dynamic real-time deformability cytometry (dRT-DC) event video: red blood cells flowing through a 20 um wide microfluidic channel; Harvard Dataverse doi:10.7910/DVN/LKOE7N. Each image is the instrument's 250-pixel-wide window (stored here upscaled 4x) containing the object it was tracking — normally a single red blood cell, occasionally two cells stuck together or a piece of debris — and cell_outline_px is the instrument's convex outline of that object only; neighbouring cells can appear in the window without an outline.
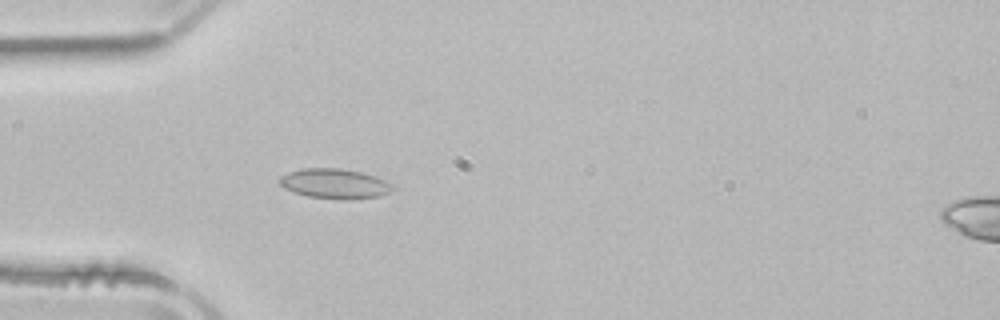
{"species": "common noctule bat (a hibernating species)", "species_latin": "Nyctalus noctula", "temperature_condition": "room temperature", "stored_images_in_passage": 32, "camera_frame_rate_fps": 3000, "um_per_image_px": 0.085, "animal": {"sex": "male", "body_mass_g": 21.5, "forearm_length_mm": 52.0}, "frame": {"image": 1, "passage_image": 14, "time_ms": 4.333, "image_size_px": [1000, 320], "cell_outline_px": [[396, 188], [380, 196], [352, 200], [344, 200], [308, 196], [284, 188], [280, 184], [280, 176], [288, 172], [300, 168], [340, 168], [364, 172], [376, 176], [396, 184]], "centroid_in_image_um": [28.52, 15.6], "position_along_channel_um": 56.5, "area_um2": 20.06}}
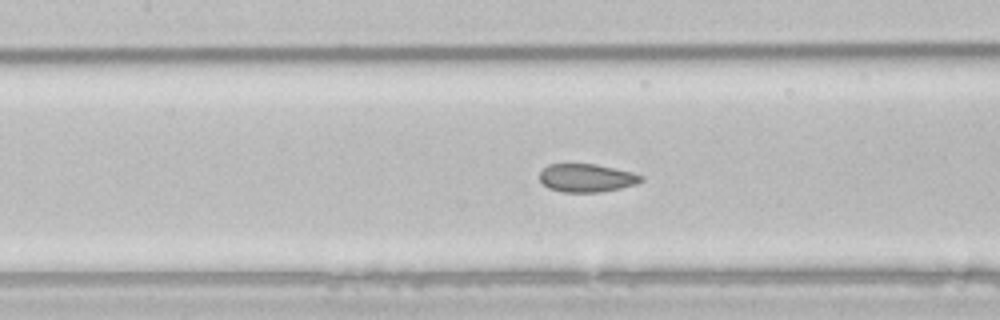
{"frame": {"image": 2, "passage_image": 22, "time_ms": 7.0, "image_size_px": [1000, 320], "cell_outline_px": [[644, 180], [636, 184], [620, 188], [600, 192], [564, 192], [548, 188], [540, 180], [540, 172], [548, 164], [596, 164], [632, 172], [644, 176]], "centroid_in_image_um": [49.88, 15.12], "position_along_channel_um": 157.5, "area_um2": 16.65}}
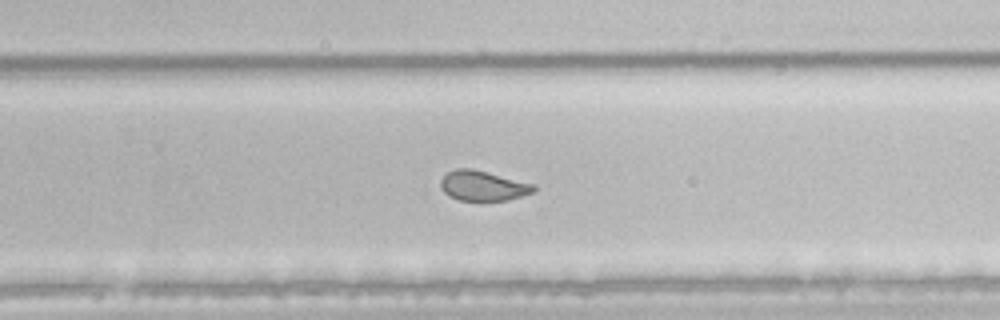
{"frame": {"image": 3, "passage_image": 32, "time_ms": 10.333, "image_size_px": [1000, 320], "cell_outline_px": [[536, 192], [508, 200], [460, 200], [448, 196], [440, 188], [440, 180], [448, 172], [456, 168], [472, 168], [536, 184]], "centroid_in_image_um": [41.08, 15.78], "position_along_channel_um": 288.7, "area_um2": 16.47}}